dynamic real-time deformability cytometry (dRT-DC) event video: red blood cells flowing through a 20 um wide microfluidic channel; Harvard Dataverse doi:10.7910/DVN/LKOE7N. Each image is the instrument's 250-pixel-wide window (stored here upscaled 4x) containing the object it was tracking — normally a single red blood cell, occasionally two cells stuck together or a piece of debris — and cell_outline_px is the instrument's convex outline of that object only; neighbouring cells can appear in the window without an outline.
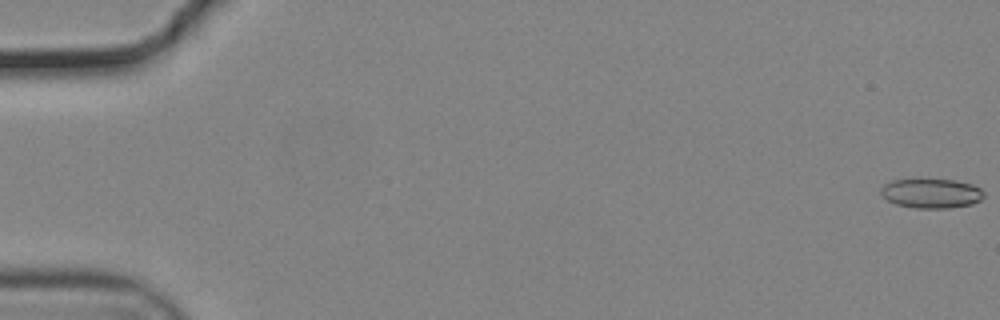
{"species": "common noctule bat (a hibernating species)", "species_latin": "Nyctalus noctula", "temperature_condition": "cold", "stored_images_in_passage": 22, "camera_frame_rate_fps": 3000, "um_per_image_px": 0.085, "animal": {"sex": "male", "body_mass_g": 19.2, "forearm_length_mm": 51.8}, "frame": {"image": 1, "passage_image": 1, "time_ms": 0.0, "image_size_px": [1000, 320], "cell_outline_px": [[984, 196], [980, 200], [972, 204], [948, 208], [916, 208], [896, 204], [888, 200], [880, 192], [880, 188], [884, 184], [892, 180], [952, 180], [972, 184], [980, 188], [984, 192]], "centroid_in_image_um": [79.17, 16.44], "position_along_channel_um": 5.8, "area_um2": 17.51}}
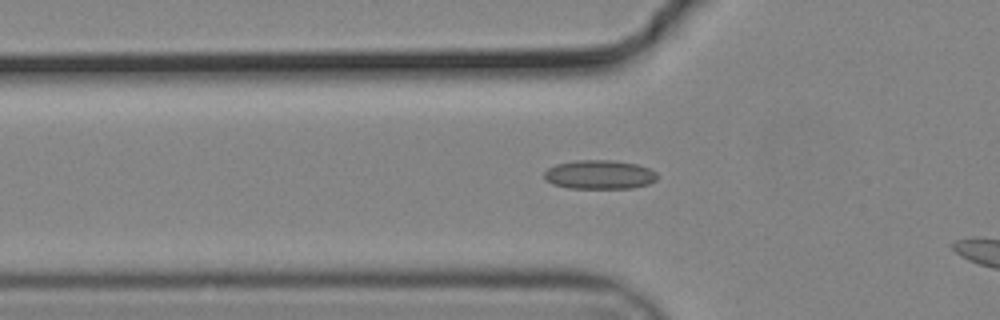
{"frame": {"image": 2, "passage_image": 20, "time_ms": 6.333, "image_size_px": [1000, 320], "cell_outline_px": [[656, 180], [648, 184], [632, 188], [568, 188], [552, 184], [544, 180], [544, 172], [548, 168], [556, 164], [576, 160], [612, 160], [636, 164], [648, 168], [656, 172]], "centroid_in_image_um": [50.92, 14.84], "position_along_channel_um": 74.9, "area_um2": 19.13}}